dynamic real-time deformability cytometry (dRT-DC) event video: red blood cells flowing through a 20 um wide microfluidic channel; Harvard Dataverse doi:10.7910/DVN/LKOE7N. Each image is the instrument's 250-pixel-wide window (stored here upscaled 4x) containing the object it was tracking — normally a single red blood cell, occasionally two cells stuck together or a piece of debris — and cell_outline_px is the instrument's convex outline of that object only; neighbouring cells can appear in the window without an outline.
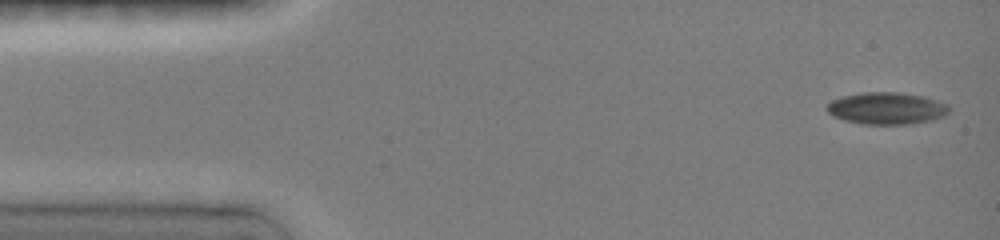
{"species": "common noctule bat (a hibernating species)", "species_latin": "Nyctalus noctula", "temperature_condition": "room temperature", "stored_images_in_passage": 14, "camera_frame_rate_fps": 3000, "um_per_image_px": 0.085, "animal": {"sex": "female", "body_mass_g": 19.0, "forearm_length_mm": 51.5}, "frame": {"image": 1, "passage_image": 1, "time_ms": 0.0, "image_size_px": [1000, 240], "cell_outline_px": [[948, 112], [944, 116], [932, 120], [912, 124], [864, 124], [844, 120], [832, 116], [824, 108], [832, 100], [844, 96], [860, 92], [900, 92], [924, 96], [948, 104]], "centroid_in_image_um": [75.35, 9.2], "position_along_channel_um": 9.6, "area_um2": 22.89}}
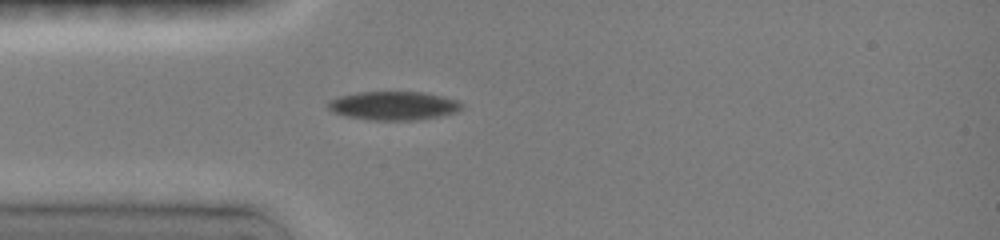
{"frame": {"image": 2, "passage_image": 8, "time_ms": 2.333, "image_size_px": [1000, 240], "cell_outline_px": [[464, 108], [456, 112], [424, 120], [368, 120], [344, 116], [332, 112], [328, 108], [328, 100], [340, 96], [360, 92], [420, 92], [460, 100], [464, 104]], "centroid_in_image_um": [33.48, 9.0], "position_along_channel_um": 51.5, "area_um2": 22.6}}
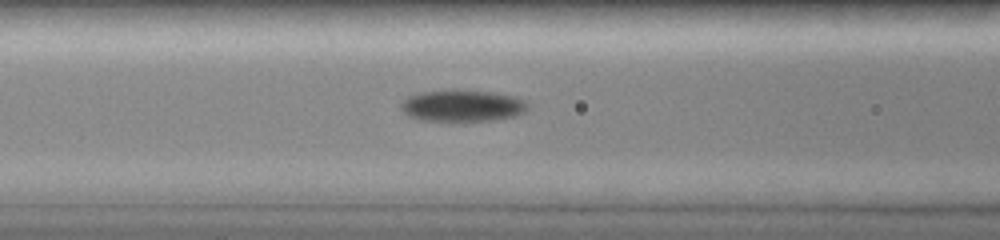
{"frame": {"image": 3, "passage_image": 11, "time_ms": 3.333, "image_size_px": [1000, 240], "cell_outline_px": [[528, 108], [524, 112], [516, 116], [496, 120], [464, 124], [420, 120], [408, 116], [400, 108], [400, 104], [408, 96], [424, 92], [488, 92], [512, 96], [524, 100], [528, 104]], "centroid_in_image_um": [39.3, 9.08], "position_along_channel_um": 127.3, "area_um2": 23.58}}